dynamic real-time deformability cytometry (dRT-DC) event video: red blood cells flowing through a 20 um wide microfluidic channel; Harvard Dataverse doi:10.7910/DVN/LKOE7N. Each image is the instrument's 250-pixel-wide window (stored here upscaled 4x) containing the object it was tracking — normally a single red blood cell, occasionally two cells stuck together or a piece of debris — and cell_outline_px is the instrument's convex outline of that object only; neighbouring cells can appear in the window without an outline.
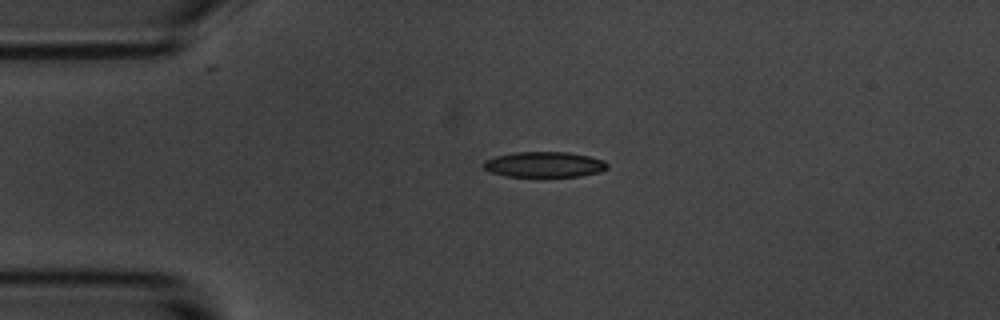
{"species": "common noctule bat (a hibernating species)", "species_latin": "Nyctalus noctula", "temperature_condition": "room temperature", "stored_images_in_passage": 2, "camera_frame_rate_fps": 3000, "um_per_image_px": 0.085, "animal": {"sex": "male", "body_mass_g": 20.1, "forearm_length_mm": 53.5}, "frame": {"image": 1, "passage_image": 1, "time_ms": 0.0, "image_size_px": [1000, 320], "cell_outline_px": [[608, 168], [600, 172], [580, 176], [540, 180], [504, 176], [492, 172], [484, 168], [484, 160], [496, 156], [512, 152], [568, 152], [588, 156], [604, 160], [608, 164]], "centroid_in_image_um": [46.26, 14.04], "position_along_channel_um": 38.7, "area_um2": 19.42}}